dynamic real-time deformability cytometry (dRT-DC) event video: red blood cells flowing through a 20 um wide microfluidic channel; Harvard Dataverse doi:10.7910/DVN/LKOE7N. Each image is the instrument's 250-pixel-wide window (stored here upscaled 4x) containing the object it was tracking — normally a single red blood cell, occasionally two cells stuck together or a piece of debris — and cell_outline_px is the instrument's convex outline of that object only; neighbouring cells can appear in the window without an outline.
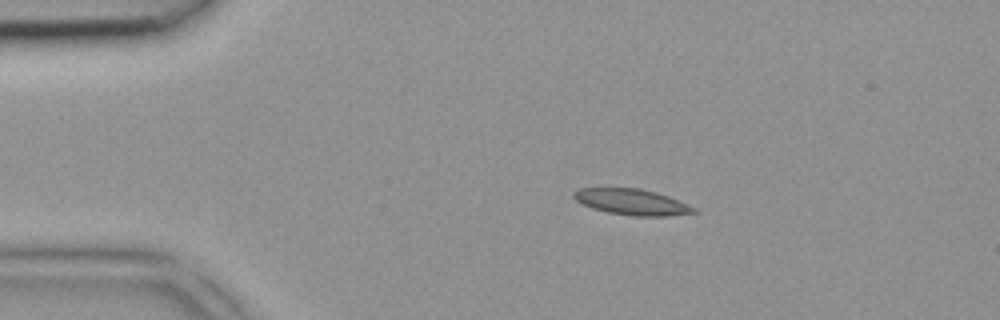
{"species": "common noctule bat (a hibernating species)", "species_latin": "Nyctalus noctula", "temperature_condition": "room temperature", "stored_images_in_passage": 3, "camera_frame_rate_fps": 3000, "um_per_image_px": 0.085, "animal": {"sex": "female", "body_mass_g": 18.4}, "frame": {"image": 1, "passage_image": 2, "time_ms": 0.333, "image_size_px": [1000, 320], "cell_outline_px": [[696, 212], [668, 216], [632, 216], [608, 212], [592, 208], [576, 200], [572, 196], [572, 192], [580, 188], [640, 188], [656, 192], [668, 196], [696, 208]], "centroid_in_image_um": [53.69, 17.16], "position_along_channel_um": 31.3, "area_um2": 18.03}}